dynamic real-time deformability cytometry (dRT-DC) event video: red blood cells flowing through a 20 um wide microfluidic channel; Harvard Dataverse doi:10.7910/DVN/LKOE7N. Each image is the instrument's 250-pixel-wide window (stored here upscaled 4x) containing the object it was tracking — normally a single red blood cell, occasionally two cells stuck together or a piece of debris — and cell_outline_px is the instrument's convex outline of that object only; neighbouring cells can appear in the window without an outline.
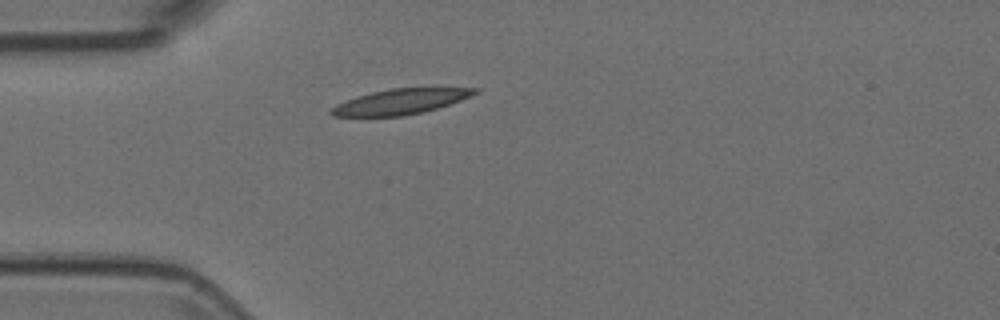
{"species": "Egyptian fruit bat (a non-hibernating species)", "species_latin": "Rousettus aegyptiacus", "temperature_condition": "room temperature", "stored_images_in_passage": 30, "camera_frame_rate_fps": 3000, "um_per_image_px": 0.085, "animal": {"sex": "female"}, "frame": {"image": 1, "passage_image": 1, "time_ms": 0.0, "image_size_px": [1000, 320], "cell_outline_px": [[480, 92], [460, 100], [424, 112], [400, 116], [332, 116], [328, 112], [336, 104], [356, 96], [372, 92], [392, 88], [480, 88]], "centroid_in_image_um": [34.02, 8.63], "position_along_channel_um": 51.0, "area_um2": 20.98}}
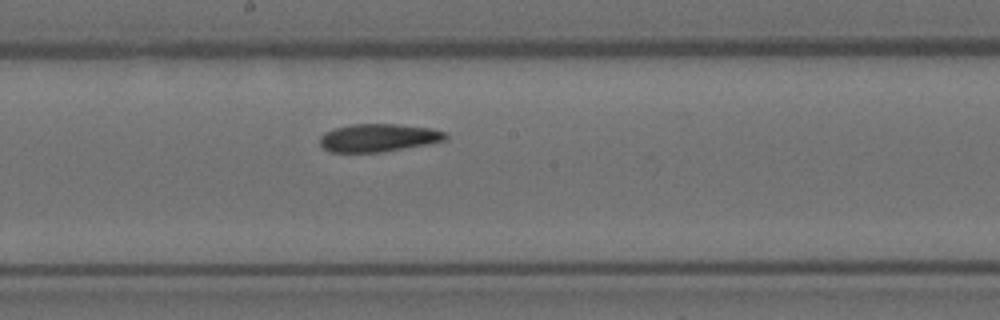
{"frame": {"image": 2, "passage_image": 15, "time_ms": 4.667, "image_size_px": [1000, 320], "cell_outline_px": [[448, 140], [428, 144], [384, 152], [328, 152], [320, 144], [320, 136], [324, 132], [336, 128], [352, 124], [400, 124], [432, 128], [444, 132], [448, 136]], "centroid_in_image_um": [32.19, 11.71], "position_along_channel_um": 216.0, "area_um2": 20.63}}
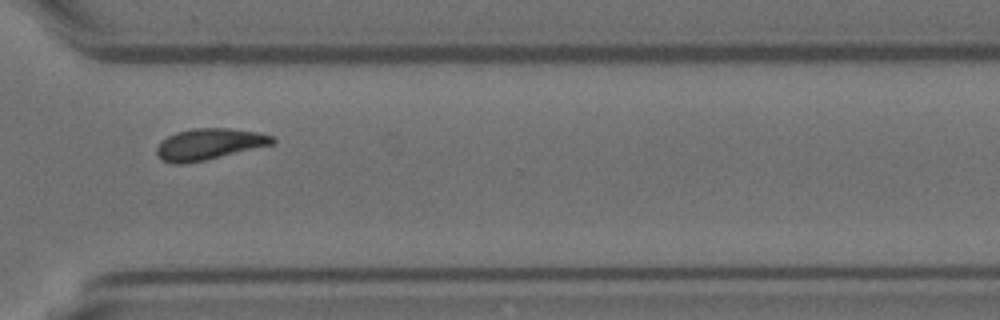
{"frame": {"image": 3, "passage_image": 26, "time_ms": 8.333, "image_size_px": [1000, 320], "cell_outline_px": [[276, 140], [272, 144], [204, 160], [184, 164], [172, 164], [160, 160], [156, 152], [156, 148], [168, 136], [176, 132], [192, 128], [228, 128], [256, 132], [272, 136]], "centroid_in_image_um": [17.72, 12.25], "position_along_channel_um": 352.9, "area_um2": 20.81}}